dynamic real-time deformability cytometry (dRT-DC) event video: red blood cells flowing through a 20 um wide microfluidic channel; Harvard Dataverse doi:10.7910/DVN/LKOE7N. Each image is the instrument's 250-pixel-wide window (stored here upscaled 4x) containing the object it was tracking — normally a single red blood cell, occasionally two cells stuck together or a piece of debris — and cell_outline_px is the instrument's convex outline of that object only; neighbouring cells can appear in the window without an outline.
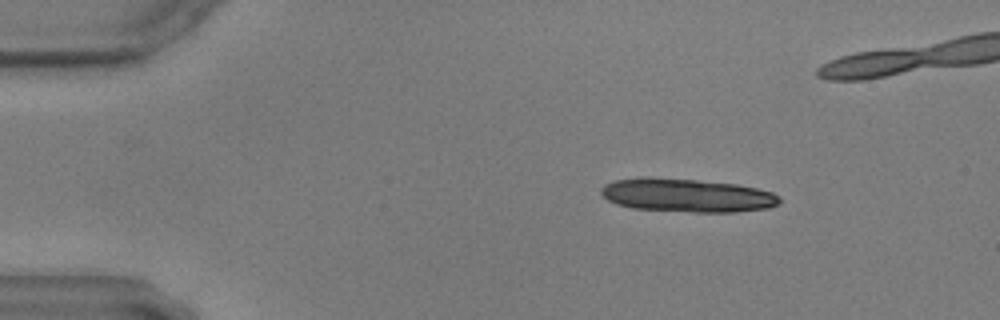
{"species": "common noctule bat (a hibernating species)", "species_latin": "Nyctalus noctula", "temperature_condition": "warm", "stored_images_in_passage": 17, "camera_frame_rate_fps": 3000, "um_per_image_px": 0.085, "animal": {"sex": "male", "body_mass_g": 17.9, "forearm_length_mm": 54.2}, "frame": {"image": 1, "passage_image": 8, "time_ms": 2.333, "image_size_px": [1000, 320], "cell_outline_px": [[780, 204], [768, 208], [736, 212], [692, 212], [632, 208], [616, 204], [608, 200], [600, 192], [600, 188], [604, 184], [616, 180], [640, 176], [648, 176], [696, 180], [736, 184], [756, 188], [772, 192], [780, 196]], "centroid_in_image_um": [58.37, 16.6], "position_along_channel_um": 26.6, "area_um2": 35.08}}